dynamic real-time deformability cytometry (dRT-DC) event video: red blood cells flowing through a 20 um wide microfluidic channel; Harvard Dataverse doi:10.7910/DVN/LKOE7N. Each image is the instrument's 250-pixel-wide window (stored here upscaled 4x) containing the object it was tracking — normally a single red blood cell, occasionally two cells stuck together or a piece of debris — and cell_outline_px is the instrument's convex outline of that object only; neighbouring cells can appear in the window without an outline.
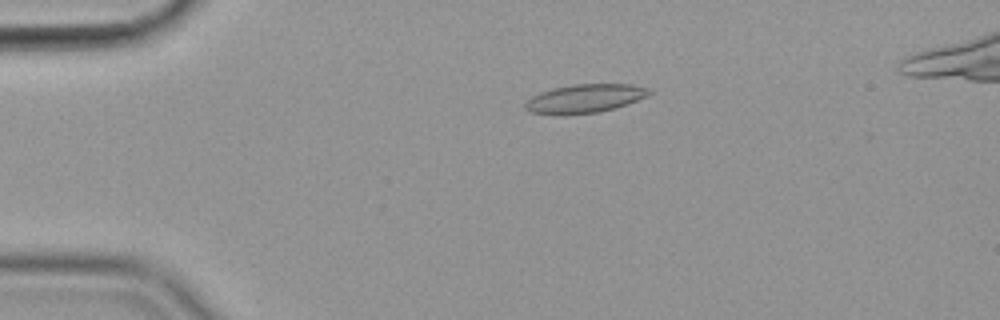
{"species": "common noctule bat (a hibernating species)", "species_latin": "Nyctalus noctula", "temperature_condition": "cold", "stored_images_in_passage": 51, "camera_frame_rate_fps": 3000, "um_per_image_px": 0.085, "animal": {"sex": "female", "body_mass_g": 19.9}, "frame": {"image": 1, "passage_image": 6, "time_ms": 1.667, "image_size_px": [1000, 320], "cell_outline_px": [[652, 92], [648, 96], [628, 104], [616, 108], [596, 112], [532, 112], [524, 108], [524, 104], [532, 96], [540, 92], [552, 88], [572, 84], [632, 84], [648, 88]], "centroid_in_image_um": [49.79, 8.32], "position_along_channel_um": 35.2, "area_um2": 20.0}}
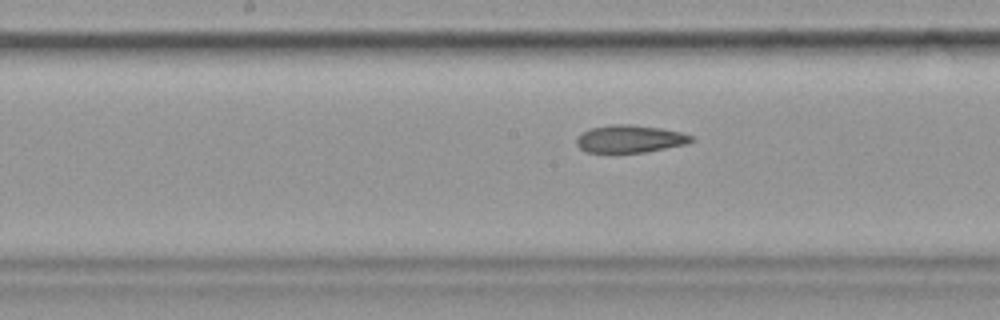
{"frame": {"image": 2, "passage_image": 23, "time_ms": 7.333, "image_size_px": [1000, 320], "cell_outline_px": [[696, 140], [688, 144], [644, 152], [584, 152], [576, 144], [576, 136], [580, 132], [592, 128], [612, 124], [632, 124], [660, 128], [680, 132], [692, 136]], "centroid_in_image_um": [53.53, 11.8], "position_along_channel_um": 194.7, "area_um2": 18.55}}
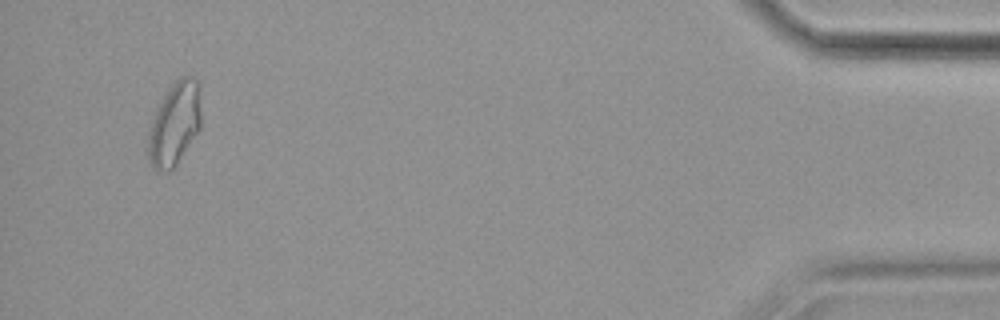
{"frame": {"image": 3, "passage_image": 48, "time_ms": 15.667, "image_size_px": [1000, 320], "cell_outline_px": [[200, 128], [176, 164], [168, 172], [156, 172], [152, 168], [148, 160], [148, 132], [156, 108], [168, 88], [180, 76], [192, 76], [196, 80], [200, 112]], "centroid_in_image_um": [14.79, 10.57], "position_along_channel_um": 420.4, "area_um2": 25.43}}